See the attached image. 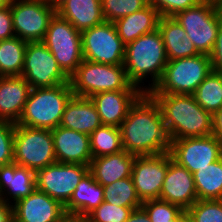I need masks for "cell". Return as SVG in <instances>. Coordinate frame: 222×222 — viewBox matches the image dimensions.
<instances>
[{
	"label": "cell",
	"mask_w": 222,
	"mask_h": 222,
	"mask_svg": "<svg viewBox=\"0 0 222 222\" xmlns=\"http://www.w3.org/2000/svg\"><path fill=\"white\" fill-rule=\"evenodd\" d=\"M123 150L136 156L158 155L170 150V138L158 104L143 93L120 125Z\"/></svg>",
	"instance_id": "obj_1"
},
{
	"label": "cell",
	"mask_w": 222,
	"mask_h": 222,
	"mask_svg": "<svg viewBox=\"0 0 222 222\" xmlns=\"http://www.w3.org/2000/svg\"><path fill=\"white\" fill-rule=\"evenodd\" d=\"M167 63L163 38L158 29L125 46L123 66L127 77L143 93H148L159 83Z\"/></svg>",
	"instance_id": "obj_2"
},
{
	"label": "cell",
	"mask_w": 222,
	"mask_h": 222,
	"mask_svg": "<svg viewBox=\"0 0 222 222\" xmlns=\"http://www.w3.org/2000/svg\"><path fill=\"white\" fill-rule=\"evenodd\" d=\"M158 104L170 141L212 134V115L193 95H150Z\"/></svg>",
	"instance_id": "obj_3"
},
{
	"label": "cell",
	"mask_w": 222,
	"mask_h": 222,
	"mask_svg": "<svg viewBox=\"0 0 222 222\" xmlns=\"http://www.w3.org/2000/svg\"><path fill=\"white\" fill-rule=\"evenodd\" d=\"M73 96L70 84L32 88L17 125L53 130L58 127L66 104Z\"/></svg>",
	"instance_id": "obj_4"
},
{
	"label": "cell",
	"mask_w": 222,
	"mask_h": 222,
	"mask_svg": "<svg viewBox=\"0 0 222 222\" xmlns=\"http://www.w3.org/2000/svg\"><path fill=\"white\" fill-rule=\"evenodd\" d=\"M74 96L88 97L109 91H141L128 79L123 65L83 60L69 77Z\"/></svg>",
	"instance_id": "obj_5"
},
{
	"label": "cell",
	"mask_w": 222,
	"mask_h": 222,
	"mask_svg": "<svg viewBox=\"0 0 222 222\" xmlns=\"http://www.w3.org/2000/svg\"><path fill=\"white\" fill-rule=\"evenodd\" d=\"M213 71L210 55L199 54L168 61L163 76L149 95H192Z\"/></svg>",
	"instance_id": "obj_6"
},
{
	"label": "cell",
	"mask_w": 222,
	"mask_h": 222,
	"mask_svg": "<svg viewBox=\"0 0 222 222\" xmlns=\"http://www.w3.org/2000/svg\"><path fill=\"white\" fill-rule=\"evenodd\" d=\"M173 18L184 28L200 54L210 55L222 22V6L211 0L176 13Z\"/></svg>",
	"instance_id": "obj_7"
},
{
	"label": "cell",
	"mask_w": 222,
	"mask_h": 222,
	"mask_svg": "<svg viewBox=\"0 0 222 222\" xmlns=\"http://www.w3.org/2000/svg\"><path fill=\"white\" fill-rule=\"evenodd\" d=\"M14 162L35 173L56 163L51 130L15 125Z\"/></svg>",
	"instance_id": "obj_8"
},
{
	"label": "cell",
	"mask_w": 222,
	"mask_h": 222,
	"mask_svg": "<svg viewBox=\"0 0 222 222\" xmlns=\"http://www.w3.org/2000/svg\"><path fill=\"white\" fill-rule=\"evenodd\" d=\"M55 57L63 72L70 77L83 59L81 32L57 13L50 20L42 41Z\"/></svg>",
	"instance_id": "obj_9"
},
{
	"label": "cell",
	"mask_w": 222,
	"mask_h": 222,
	"mask_svg": "<svg viewBox=\"0 0 222 222\" xmlns=\"http://www.w3.org/2000/svg\"><path fill=\"white\" fill-rule=\"evenodd\" d=\"M83 59L91 62L123 65L125 45L113 22L104 21L81 32Z\"/></svg>",
	"instance_id": "obj_10"
},
{
	"label": "cell",
	"mask_w": 222,
	"mask_h": 222,
	"mask_svg": "<svg viewBox=\"0 0 222 222\" xmlns=\"http://www.w3.org/2000/svg\"><path fill=\"white\" fill-rule=\"evenodd\" d=\"M21 76L32 88H50L70 84L69 77L57 64L42 41L28 42Z\"/></svg>",
	"instance_id": "obj_11"
},
{
	"label": "cell",
	"mask_w": 222,
	"mask_h": 222,
	"mask_svg": "<svg viewBox=\"0 0 222 222\" xmlns=\"http://www.w3.org/2000/svg\"><path fill=\"white\" fill-rule=\"evenodd\" d=\"M15 36L27 42L43 41L56 10L46 0H11Z\"/></svg>",
	"instance_id": "obj_12"
},
{
	"label": "cell",
	"mask_w": 222,
	"mask_h": 222,
	"mask_svg": "<svg viewBox=\"0 0 222 222\" xmlns=\"http://www.w3.org/2000/svg\"><path fill=\"white\" fill-rule=\"evenodd\" d=\"M89 166L72 163H54L35 173L36 189L65 205Z\"/></svg>",
	"instance_id": "obj_13"
},
{
	"label": "cell",
	"mask_w": 222,
	"mask_h": 222,
	"mask_svg": "<svg viewBox=\"0 0 222 222\" xmlns=\"http://www.w3.org/2000/svg\"><path fill=\"white\" fill-rule=\"evenodd\" d=\"M169 152L173 161L193 174L222 158V145L213 135L180 138L171 141Z\"/></svg>",
	"instance_id": "obj_14"
},
{
	"label": "cell",
	"mask_w": 222,
	"mask_h": 222,
	"mask_svg": "<svg viewBox=\"0 0 222 222\" xmlns=\"http://www.w3.org/2000/svg\"><path fill=\"white\" fill-rule=\"evenodd\" d=\"M170 157L169 151L135 157L131 177L141 202L159 199Z\"/></svg>",
	"instance_id": "obj_15"
},
{
	"label": "cell",
	"mask_w": 222,
	"mask_h": 222,
	"mask_svg": "<svg viewBox=\"0 0 222 222\" xmlns=\"http://www.w3.org/2000/svg\"><path fill=\"white\" fill-rule=\"evenodd\" d=\"M159 199L177 205L184 211L198 200L193 174L173 161L172 157L168 159Z\"/></svg>",
	"instance_id": "obj_16"
},
{
	"label": "cell",
	"mask_w": 222,
	"mask_h": 222,
	"mask_svg": "<svg viewBox=\"0 0 222 222\" xmlns=\"http://www.w3.org/2000/svg\"><path fill=\"white\" fill-rule=\"evenodd\" d=\"M12 207L13 222H56L66 213L61 202L37 189Z\"/></svg>",
	"instance_id": "obj_17"
},
{
	"label": "cell",
	"mask_w": 222,
	"mask_h": 222,
	"mask_svg": "<svg viewBox=\"0 0 222 222\" xmlns=\"http://www.w3.org/2000/svg\"><path fill=\"white\" fill-rule=\"evenodd\" d=\"M51 132L58 163L90 165L92 153L89 135L62 126Z\"/></svg>",
	"instance_id": "obj_18"
},
{
	"label": "cell",
	"mask_w": 222,
	"mask_h": 222,
	"mask_svg": "<svg viewBox=\"0 0 222 222\" xmlns=\"http://www.w3.org/2000/svg\"><path fill=\"white\" fill-rule=\"evenodd\" d=\"M142 94V91H109L94 94L90 99L96 106L102 125L120 127L130 107Z\"/></svg>",
	"instance_id": "obj_19"
},
{
	"label": "cell",
	"mask_w": 222,
	"mask_h": 222,
	"mask_svg": "<svg viewBox=\"0 0 222 222\" xmlns=\"http://www.w3.org/2000/svg\"><path fill=\"white\" fill-rule=\"evenodd\" d=\"M36 189L35 172L15 162L0 166V200L13 205Z\"/></svg>",
	"instance_id": "obj_20"
},
{
	"label": "cell",
	"mask_w": 222,
	"mask_h": 222,
	"mask_svg": "<svg viewBox=\"0 0 222 222\" xmlns=\"http://www.w3.org/2000/svg\"><path fill=\"white\" fill-rule=\"evenodd\" d=\"M31 90L21 75L0 77V120L17 123Z\"/></svg>",
	"instance_id": "obj_21"
},
{
	"label": "cell",
	"mask_w": 222,
	"mask_h": 222,
	"mask_svg": "<svg viewBox=\"0 0 222 222\" xmlns=\"http://www.w3.org/2000/svg\"><path fill=\"white\" fill-rule=\"evenodd\" d=\"M95 104L88 97L72 96L66 104L59 126L90 135L101 126Z\"/></svg>",
	"instance_id": "obj_22"
},
{
	"label": "cell",
	"mask_w": 222,
	"mask_h": 222,
	"mask_svg": "<svg viewBox=\"0 0 222 222\" xmlns=\"http://www.w3.org/2000/svg\"><path fill=\"white\" fill-rule=\"evenodd\" d=\"M136 155L122 150L119 153L92 158L89 172L100 185L106 186L119 179L131 177Z\"/></svg>",
	"instance_id": "obj_23"
},
{
	"label": "cell",
	"mask_w": 222,
	"mask_h": 222,
	"mask_svg": "<svg viewBox=\"0 0 222 222\" xmlns=\"http://www.w3.org/2000/svg\"><path fill=\"white\" fill-rule=\"evenodd\" d=\"M160 13L149 3L143 9L114 22L123 44L135 41L138 37L158 29Z\"/></svg>",
	"instance_id": "obj_24"
},
{
	"label": "cell",
	"mask_w": 222,
	"mask_h": 222,
	"mask_svg": "<svg viewBox=\"0 0 222 222\" xmlns=\"http://www.w3.org/2000/svg\"><path fill=\"white\" fill-rule=\"evenodd\" d=\"M56 13L69 21L79 32L105 21L101 0H67L56 10Z\"/></svg>",
	"instance_id": "obj_25"
},
{
	"label": "cell",
	"mask_w": 222,
	"mask_h": 222,
	"mask_svg": "<svg viewBox=\"0 0 222 222\" xmlns=\"http://www.w3.org/2000/svg\"><path fill=\"white\" fill-rule=\"evenodd\" d=\"M158 30L163 38L168 61L200 54L184 28L173 17H161Z\"/></svg>",
	"instance_id": "obj_26"
},
{
	"label": "cell",
	"mask_w": 222,
	"mask_h": 222,
	"mask_svg": "<svg viewBox=\"0 0 222 222\" xmlns=\"http://www.w3.org/2000/svg\"><path fill=\"white\" fill-rule=\"evenodd\" d=\"M103 187L88 172L79 182L70 200L64 205L66 213L86 217L103 201Z\"/></svg>",
	"instance_id": "obj_27"
},
{
	"label": "cell",
	"mask_w": 222,
	"mask_h": 222,
	"mask_svg": "<svg viewBox=\"0 0 222 222\" xmlns=\"http://www.w3.org/2000/svg\"><path fill=\"white\" fill-rule=\"evenodd\" d=\"M199 200L222 199V158L193 173Z\"/></svg>",
	"instance_id": "obj_28"
},
{
	"label": "cell",
	"mask_w": 222,
	"mask_h": 222,
	"mask_svg": "<svg viewBox=\"0 0 222 222\" xmlns=\"http://www.w3.org/2000/svg\"><path fill=\"white\" fill-rule=\"evenodd\" d=\"M27 43L17 36L0 40V77L21 75Z\"/></svg>",
	"instance_id": "obj_29"
},
{
	"label": "cell",
	"mask_w": 222,
	"mask_h": 222,
	"mask_svg": "<svg viewBox=\"0 0 222 222\" xmlns=\"http://www.w3.org/2000/svg\"><path fill=\"white\" fill-rule=\"evenodd\" d=\"M211 115L222 108V72L212 71L192 94Z\"/></svg>",
	"instance_id": "obj_30"
},
{
	"label": "cell",
	"mask_w": 222,
	"mask_h": 222,
	"mask_svg": "<svg viewBox=\"0 0 222 222\" xmlns=\"http://www.w3.org/2000/svg\"><path fill=\"white\" fill-rule=\"evenodd\" d=\"M89 136L92 158L116 154L123 150L119 127L101 125Z\"/></svg>",
	"instance_id": "obj_31"
},
{
	"label": "cell",
	"mask_w": 222,
	"mask_h": 222,
	"mask_svg": "<svg viewBox=\"0 0 222 222\" xmlns=\"http://www.w3.org/2000/svg\"><path fill=\"white\" fill-rule=\"evenodd\" d=\"M103 187L104 201L116 206L130 207L133 210L141 207L132 177L119 179Z\"/></svg>",
	"instance_id": "obj_32"
},
{
	"label": "cell",
	"mask_w": 222,
	"mask_h": 222,
	"mask_svg": "<svg viewBox=\"0 0 222 222\" xmlns=\"http://www.w3.org/2000/svg\"><path fill=\"white\" fill-rule=\"evenodd\" d=\"M148 4L149 0H101L104 20L113 23L143 9Z\"/></svg>",
	"instance_id": "obj_33"
},
{
	"label": "cell",
	"mask_w": 222,
	"mask_h": 222,
	"mask_svg": "<svg viewBox=\"0 0 222 222\" xmlns=\"http://www.w3.org/2000/svg\"><path fill=\"white\" fill-rule=\"evenodd\" d=\"M186 212L194 222H222V199H198Z\"/></svg>",
	"instance_id": "obj_34"
},
{
	"label": "cell",
	"mask_w": 222,
	"mask_h": 222,
	"mask_svg": "<svg viewBox=\"0 0 222 222\" xmlns=\"http://www.w3.org/2000/svg\"><path fill=\"white\" fill-rule=\"evenodd\" d=\"M132 211L130 207L116 206L103 201L85 218L87 222H126Z\"/></svg>",
	"instance_id": "obj_35"
},
{
	"label": "cell",
	"mask_w": 222,
	"mask_h": 222,
	"mask_svg": "<svg viewBox=\"0 0 222 222\" xmlns=\"http://www.w3.org/2000/svg\"><path fill=\"white\" fill-rule=\"evenodd\" d=\"M141 207L146 211L151 222H170L183 211L179 206L160 199L144 201Z\"/></svg>",
	"instance_id": "obj_36"
},
{
	"label": "cell",
	"mask_w": 222,
	"mask_h": 222,
	"mask_svg": "<svg viewBox=\"0 0 222 222\" xmlns=\"http://www.w3.org/2000/svg\"><path fill=\"white\" fill-rule=\"evenodd\" d=\"M16 123L0 120V166L14 162V132Z\"/></svg>",
	"instance_id": "obj_37"
},
{
	"label": "cell",
	"mask_w": 222,
	"mask_h": 222,
	"mask_svg": "<svg viewBox=\"0 0 222 222\" xmlns=\"http://www.w3.org/2000/svg\"><path fill=\"white\" fill-rule=\"evenodd\" d=\"M202 0H149L161 17H173L176 13L199 4Z\"/></svg>",
	"instance_id": "obj_38"
},
{
	"label": "cell",
	"mask_w": 222,
	"mask_h": 222,
	"mask_svg": "<svg viewBox=\"0 0 222 222\" xmlns=\"http://www.w3.org/2000/svg\"><path fill=\"white\" fill-rule=\"evenodd\" d=\"M15 36L10 5L0 10V40Z\"/></svg>",
	"instance_id": "obj_39"
},
{
	"label": "cell",
	"mask_w": 222,
	"mask_h": 222,
	"mask_svg": "<svg viewBox=\"0 0 222 222\" xmlns=\"http://www.w3.org/2000/svg\"><path fill=\"white\" fill-rule=\"evenodd\" d=\"M213 71L222 72V22L220 23L216 42L210 54Z\"/></svg>",
	"instance_id": "obj_40"
},
{
	"label": "cell",
	"mask_w": 222,
	"mask_h": 222,
	"mask_svg": "<svg viewBox=\"0 0 222 222\" xmlns=\"http://www.w3.org/2000/svg\"><path fill=\"white\" fill-rule=\"evenodd\" d=\"M222 145V108L212 114V134Z\"/></svg>",
	"instance_id": "obj_41"
},
{
	"label": "cell",
	"mask_w": 222,
	"mask_h": 222,
	"mask_svg": "<svg viewBox=\"0 0 222 222\" xmlns=\"http://www.w3.org/2000/svg\"><path fill=\"white\" fill-rule=\"evenodd\" d=\"M0 222H13V207L0 200Z\"/></svg>",
	"instance_id": "obj_42"
},
{
	"label": "cell",
	"mask_w": 222,
	"mask_h": 222,
	"mask_svg": "<svg viewBox=\"0 0 222 222\" xmlns=\"http://www.w3.org/2000/svg\"><path fill=\"white\" fill-rule=\"evenodd\" d=\"M126 222H151L146 211L142 208H136L130 214Z\"/></svg>",
	"instance_id": "obj_43"
},
{
	"label": "cell",
	"mask_w": 222,
	"mask_h": 222,
	"mask_svg": "<svg viewBox=\"0 0 222 222\" xmlns=\"http://www.w3.org/2000/svg\"><path fill=\"white\" fill-rule=\"evenodd\" d=\"M56 222H86V218L78 214L65 213L59 220Z\"/></svg>",
	"instance_id": "obj_44"
},
{
	"label": "cell",
	"mask_w": 222,
	"mask_h": 222,
	"mask_svg": "<svg viewBox=\"0 0 222 222\" xmlns=\"http://www.w3.org/2000/svg\"><path fill=\"white\" fill-rule=\"evenodd\" d=\"M46 1L50 6H52L55 10H57L67 0H46Z\"/></svg>",
	"instance_id": "obj_45"
},
{
	"label": "cell",
	"mask_w": 222,
	"mask_h": 222,
	"mask_svg": "<svg viewBox=\"0 0 222 222\" xmlns=\"http://www.w3.org/2000/svg\"><path fill=\"white\" fill-rule=\"evenodd\" d=\"M187 215L186 211H182L174 220H171L170 222H181V220Z\"/></svg>",
	"instance_id": "obj_46"
},
{
	"label": "cell",
	"mask_w": 222,
	"mask_h": 222,
	"mask_svg": "<svg viewBox=\"0 0 222 222\" xmlns=\"http://www.w3.org/2000/svg\"><path fill=\"white\" fill-rule=\"evenodd\" d=\"M11 0H0V10L9 6Z\"/></svg>",
	"instance_id": "obj_47"
},
{
	"label": "cell",
	"mask_w": 222,
	"mask_h": 222,
	"mask_svg": "<svg viewBox=\"0 0 222 222\" xmlns=\"http://www.w3.org/2000/svg\"><path fill=\"white\" fill-rule=\"evenodd\" d=\"M181 222H194L190 216L187 214L182 220Z\"/></svg>",
	"instance_id": "obj_48"
},
{
	"label": "cell",
	"mask_w": 222,
	"mask_h": 222,
	"mask_svg": "<svg viewBox=\"0 0 222 222\" xmlns=\"http://www.w3.org/2000/svg\"><path fill=\"white\" fill-rule=\"evenodd\" d=\"M211 1H214V2H217V3H222V0H211Z\"/></svg>",
	"instance_id": "obj_49"
}]
</instances>
